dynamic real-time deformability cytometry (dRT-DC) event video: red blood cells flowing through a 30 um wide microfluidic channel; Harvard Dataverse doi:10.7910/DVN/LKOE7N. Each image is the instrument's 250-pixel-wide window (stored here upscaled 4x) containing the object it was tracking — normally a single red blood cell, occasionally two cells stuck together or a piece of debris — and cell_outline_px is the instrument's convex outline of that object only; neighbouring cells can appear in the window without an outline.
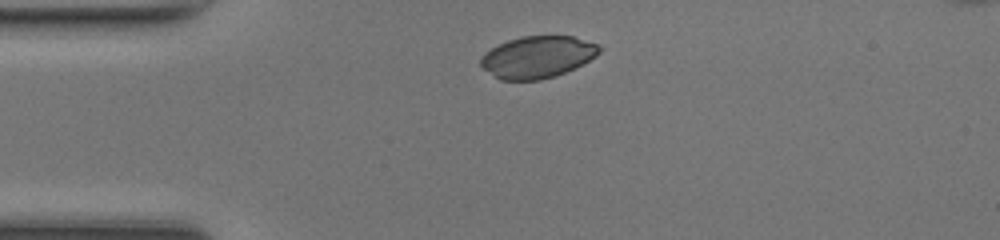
{"species": "common noctule bat (a hibernating species)", "species_latin": "Nyctalus noctula", "temperature_condition": "room temperature", "stored_images_in_passage": 30, "camera_frame_rate_fps": 3000, "um_per_image_px": 0.085, "animal": {"sex": "female", "body_mass_g": 17.0, "forearm_length_mm": 48.0}, "frame": {"image": 1, "passage_image": 1, "time_ms": 0.0, "image_size_px": [1000, 240], "cell_outline_px": [[604, 48], [596, 56], [556, 76], [540, 80], [500, 80], [484, 68], [480, 64], [480, 56], [492, 48], [508, 40], [520, 36], [572, 36], [600, 44]], "centroid_in_image_um": [45.7, 4.83], "position_along_channel_um": 39.3, "area_um2": 28.84}}
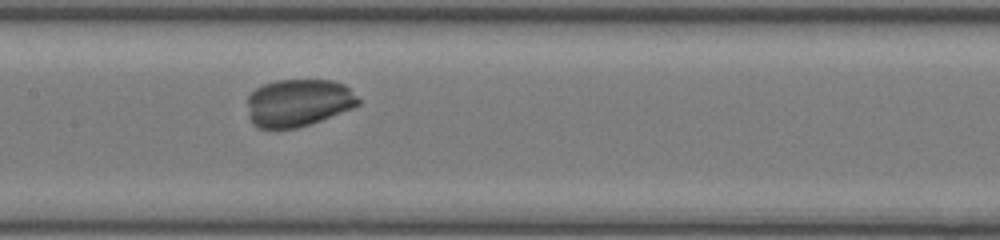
{"frame": {"image": 2, "passage_image": 13, "time_ms": 4.0, "image_size_px": [1000, 240], "cell_outline_px": [[360, 104], [352, 108], [312, 124], [296, 128], [256, 128], [252, 124], [248, 116], [248, 96], [256, 88], [264, 84], [276, 80], [332, 80], [344, 84], [360, 100]], "centroid_in_image_um": [25.34, 8.74], "position_along_channel_um": 182.1, "area_um2": 30.81}}
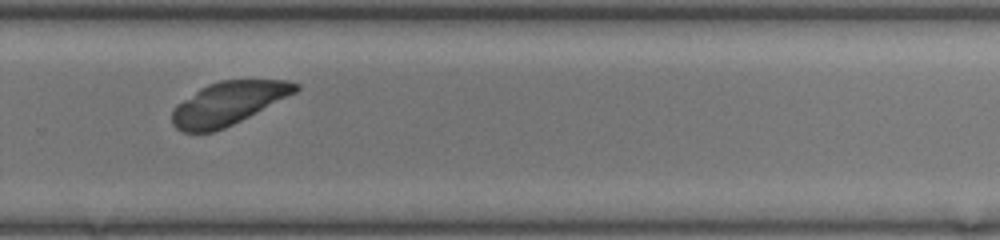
{"frame": {"image": 3, "passage_image": 22, "time_ms": 7.0, "image_size_px": [1000, 240], "cell_outline_px": [[300, 88], [296, 92], [224, 128], [212, 132], [184, 132], [176, 128], [172, 124], [172, 108], [176, 104], [200, 88], [208, 84], [220, 80], [288, 80], [300, 84]], "centroid_in_image_um": [19.36, 8.77], "position_along_channel_um": 310.4, "area_um2": 30.75}}